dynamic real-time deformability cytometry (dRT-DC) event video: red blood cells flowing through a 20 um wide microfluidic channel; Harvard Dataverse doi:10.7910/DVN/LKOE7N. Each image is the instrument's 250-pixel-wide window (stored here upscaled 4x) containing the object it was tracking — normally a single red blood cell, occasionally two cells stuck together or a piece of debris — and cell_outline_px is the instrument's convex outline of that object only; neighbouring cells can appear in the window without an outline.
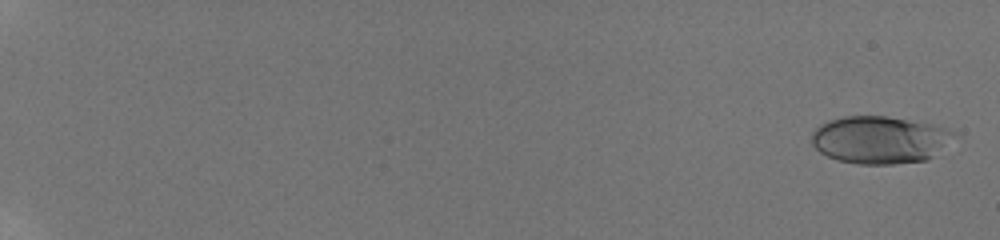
{"species": "human", "species_latin": "Homo sapiens", "temperature_condition": "room temperature", "stored_images_in_passage": 24, "camera_frame_rate_fps": 3000, "um_per_image_px": 0.085, "donor": {"sex": "male"}, "frame": {"image": 1, "passage_image": 1, "time_ms": 0.0, "image_size_px": [1000, 240], "cell_outline_px": [[960, 136], [928, 160], [892, 164], [856, 164], [836, 160], [820, 152], [812, 144], [812, 132], [820, 124], [828, 120], [844, 116], [888, 116], [948, 128]], "centroid_in_image_um": [74.81, 11.89], "position_along_channel_um": 10.2, "area_um2": 39.71}}
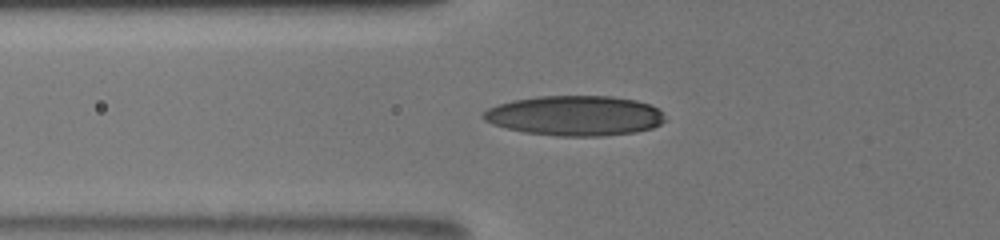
{"frame": {"image": 2, "passage_image": 17, "time_ms": 7.667, "image_size_px": [1000, 240], "cell_outline_px": [[668, 120], [652, 128], [636, 132], [604, 136], [556, 136], [524, 132], [492, 124], [484, 120], [480, 116], [488, 108], [496, 104], [512, 100], [540, 96], [612, 96], [636, 100], [648, 104], [656, 108]], "centroid_in_image_um": [48.86, 9.83], "position_along_channel_um": 76.9, "area_um2": 42.54}}
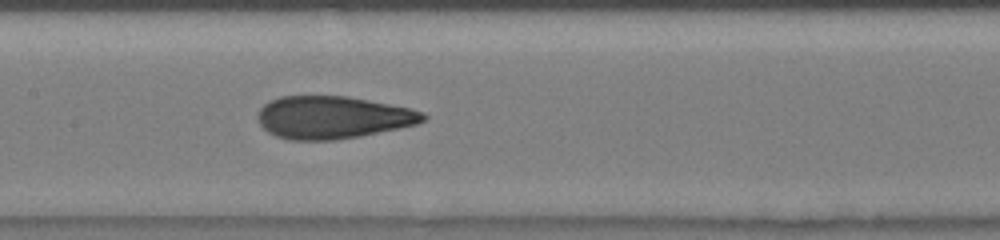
{"frame": {"image": 3, "passage_image": 24, "time_ms": 10.333, "image_size_px": [1000, 240], "cell_outline_px": [[428, 116], [424, 120], [416, 124], [400, 128], [360, 136], [336, 140], [292, 140], [276, 136], [268, 132], [260, 124], [256, 116], [260, 108], [264, 104], [280, 96], [348, 96], [408, 108], [424, 112]], "centroid_in_image_um": [28.26, 9.98], "position_along_channel_um": 179.1, "area_um2": 40.92}}